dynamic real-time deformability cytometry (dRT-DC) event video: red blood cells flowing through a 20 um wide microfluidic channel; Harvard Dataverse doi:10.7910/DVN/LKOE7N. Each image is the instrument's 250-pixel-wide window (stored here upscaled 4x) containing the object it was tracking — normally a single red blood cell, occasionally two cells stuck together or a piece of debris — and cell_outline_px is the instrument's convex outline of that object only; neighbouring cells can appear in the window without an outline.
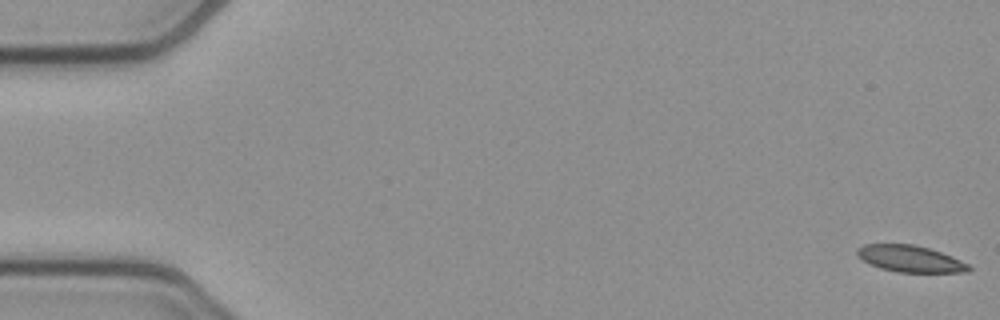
{"species": "common noctule bat (a hibernating species)", "species_latin": "Nyctalus noctula", "temperature_condition": "cold", "stored_images_in_passage": 54, "camera_frame_rate_fps": 3000, "um_per_image_px": 0.085, "animal": {"sex": "female", "body_mass_g": 21.9}, "frame": {"image": 1, "passage_image": 1, "time_ms": 0.0, "image_size_px": [1000, 320], "cell_outline_px": [[972, 268], [968, 272], [896, 272], [880, 268], [864, 260], [856, 252], [856, 248], [864, 244], [912, 244], [928, 248], [952, 256], [968, 264]], "centroid_in_image_um": [77.38, 21.99], "position_along_channel_um": 7.6, "area_um2": 17.11}}
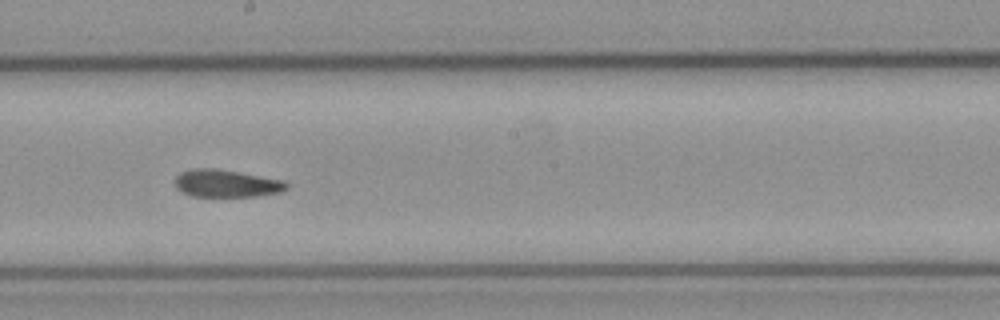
{"frame": {"image": 2, "passage_image": 30, "time_ms": 9.667, "image_size_px": [1000, 320], "cell_outline_px": [[288, 188], [280, 192], [256, 196], [192, 196], [176, 188], [176, 176], [180, 172], [192, 168], [216, 168], [284, 180], [288, 184]], "centroid_in_image_um": [19.25, 15.58], "position_along_channel_um": 229.0, "area_um2": 17.8}}
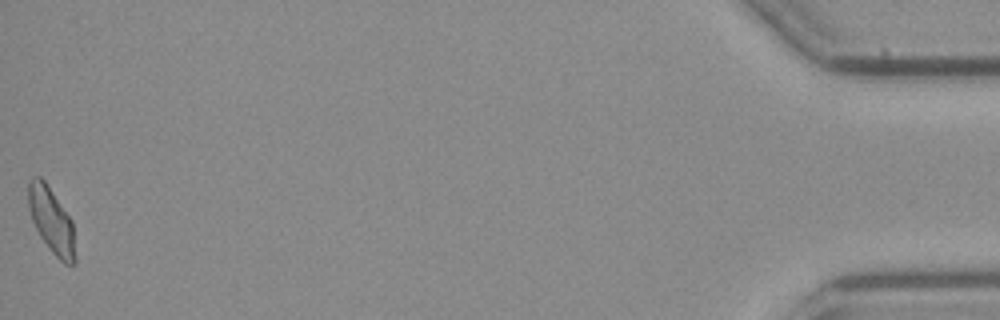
{"frame": {"image": 3, "passage_image": 54, "time_ms": 17.667, "image_size_px": [1000, 320], "cell_outline_px": [[76, 264], [64, 264], [52, 252], [40, 236], [32, 220], [28, 208], [28, 180], [32, 176], [40, 176], [44, 180], [72, 220], [76, 256]], "centroid_in_image_um": [4.37, 18.74], "position_along_channel_um": 430.8, "area_um2": 17.98}, "authors_computed_cell_mechanics": {"area_um2": 18.3226, "velocity_mm_per_s": 3.8092, "shape_relaxation_time_tau1_ms": null, "shape_relaxation_time_tau2_ms": 3.676, "deformation_change_tau1": null, "deformation_change_tau2": 0.1038}}